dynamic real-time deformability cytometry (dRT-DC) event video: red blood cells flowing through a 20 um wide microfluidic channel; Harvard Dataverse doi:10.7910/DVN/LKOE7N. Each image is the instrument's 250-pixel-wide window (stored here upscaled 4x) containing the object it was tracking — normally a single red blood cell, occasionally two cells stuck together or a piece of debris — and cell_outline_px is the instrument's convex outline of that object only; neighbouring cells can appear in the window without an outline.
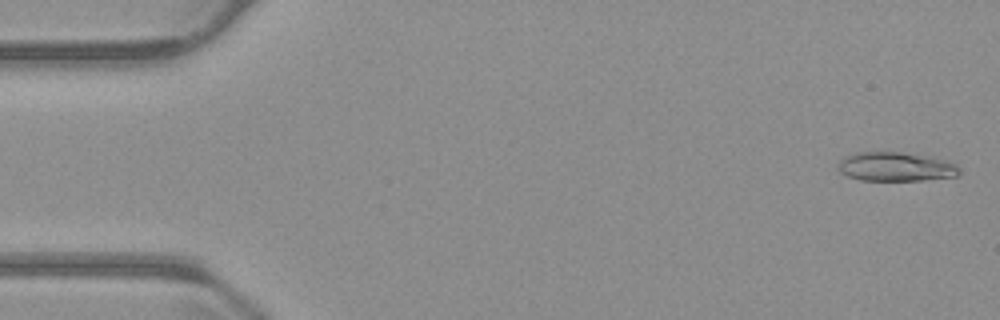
{"species": "common noctule bat (a hibernating species)", "species_latin": "Nyctalus noctula", "temperature_condition": "warm", "stored_images_in_passage": 49, "camera_frame_rate_fps": 3000, "um_per_image_px": 0.085, "animal": {"sex": "male", "body_mass_g": 23.1, "forearm_length_mm": 52.7}, "frame": {"image": 1, "passage_image": 2, "time_ms": 0.333, "image_size_px": [1000, 320], "cell_outline_px": [[960, 172], [956, 176], [924, 180], [860, 180], [848, 176], [840, 172], [836, 168], [836, 164], [844, 156], [856, 152], [900, 152], [948, 160], [956, 164], [960, 168]], "centroid_in_image_um": [76.1, 14.17], "position_along_channel_um": 8.9, "area_um2": 20.63}}
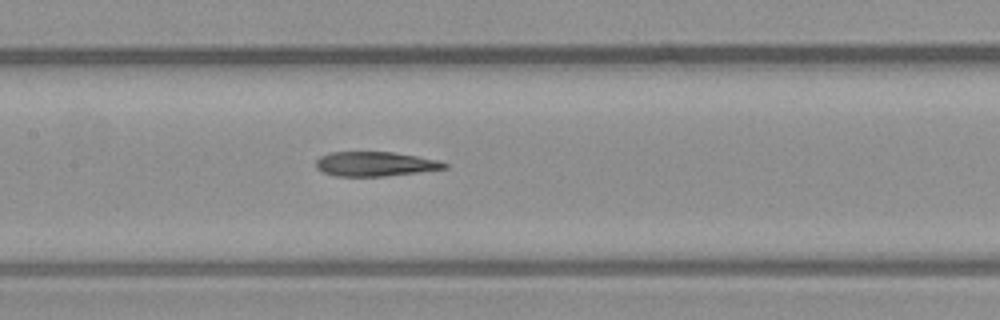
{"frame": {"image": 2, "passage_image": 26, "time_ms": 8.333, "image_size_px": [1000, 320], "cell_outline_px": [[448, 168], [420, 172], [384, 176], [336, 176], [324, 172], [316, 168], [316, 160], [320, 156], [328, 152], [392, 152], [440, 160], [448, 164]], "centroid_in_image_um": [31.9, 13.93], "position_along_channel_um": 175.5, "area_um2": 18.38}}
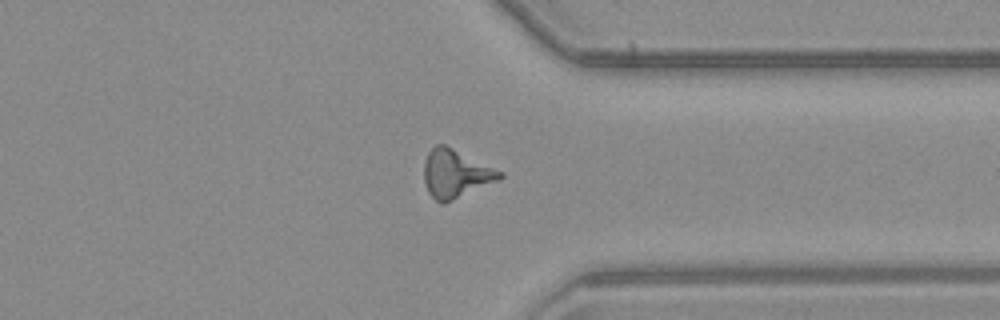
{"frame": {"image": 3, "passage_image": 42, "time_ms": 13.667, "image_size_px": [1000, 320], "cell_outline_px": [[504, 176], [500, 180], [444, 204], [440, 204], [428, 192], [424, 180], [424, 160], [428, 152], [436, 144], [444, 144], [504, 172]], "centroid_in_image_um": [38.74, 14.77], "position_along_channel_um": 372.7, "area_um2": 21.39}}